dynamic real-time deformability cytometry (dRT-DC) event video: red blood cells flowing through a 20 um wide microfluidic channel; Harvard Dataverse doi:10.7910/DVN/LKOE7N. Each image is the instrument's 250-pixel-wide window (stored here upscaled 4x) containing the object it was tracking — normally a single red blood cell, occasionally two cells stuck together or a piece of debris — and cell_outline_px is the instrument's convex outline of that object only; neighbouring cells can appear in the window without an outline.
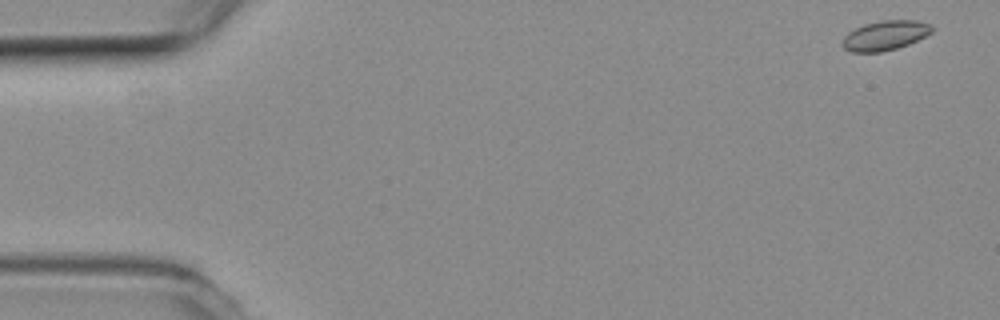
{"species": "common noctule bat (a hibernating species)", "species_latin": "Nyctalus noctula", "temperature_condition": "room temperature", "stored_images_in_passage": 54, "camera_frame_rate_fps": 3000, "um_per_image_px": 0.085, "animal": {"sex": "female", "body_mass_g": 19.3, "forearm_length_mm": 54.1}, "frame": {"image": 1, "passage_image": 1, "time_ms": 0.0, "image_size_px": [1000, 320], "cell_outline_px": [[936, 28], [932, 32], [908, 44], [896, 48], [880, 52], [852, 52], [844, 48], [840, 44], [844, 36], [848, 32], [864, 24], [880, 20], [916, 20], [932, 24]], "centroid_in_image_um": [75.24, 3.0], "position_along_channel_um": 9.8, "area_um2": 15.55}}
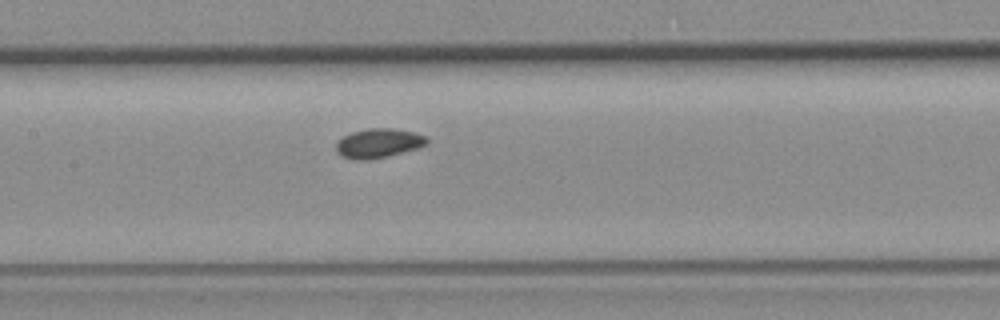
{"frame": {"image": 2, "passage_image": 25, "time_ms": 8.0, "image_size_px": [1000, 320], "cell_outline_px": [[428, 144], [416, 148], [388, 156], [368, 160], [356, 160], [344, 156], [336, 152], [336, 140], [352, 132], [368, 128], [392, 128], [416, 132], [428, 136]], "centroid_in_image_um": [32.18, 12.16], "position_along_channel_um": 175.2, "area_um2": 15.61}}
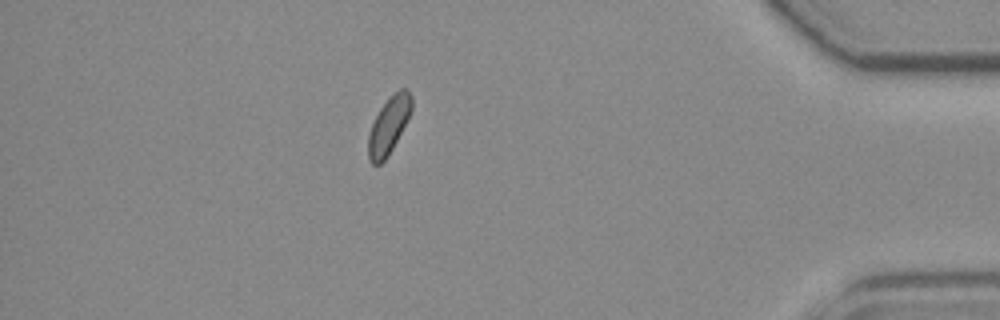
{"frame": {"image": 3, "passage_image": 47, "time_ms": 15.333, "image_size_px": [1000, 320], "cell_outline_px": [[412, 108], [388, 156], [380, 164], [372, 164], [368, 160], [368, 136], [372, 124], [380, 108], [400, 88], [408, 88], [412, 96]], "centroid_in_image_um": [33.03, 10.66], "position_along_channel_um": 402.2, "area_um2": 13.93}}